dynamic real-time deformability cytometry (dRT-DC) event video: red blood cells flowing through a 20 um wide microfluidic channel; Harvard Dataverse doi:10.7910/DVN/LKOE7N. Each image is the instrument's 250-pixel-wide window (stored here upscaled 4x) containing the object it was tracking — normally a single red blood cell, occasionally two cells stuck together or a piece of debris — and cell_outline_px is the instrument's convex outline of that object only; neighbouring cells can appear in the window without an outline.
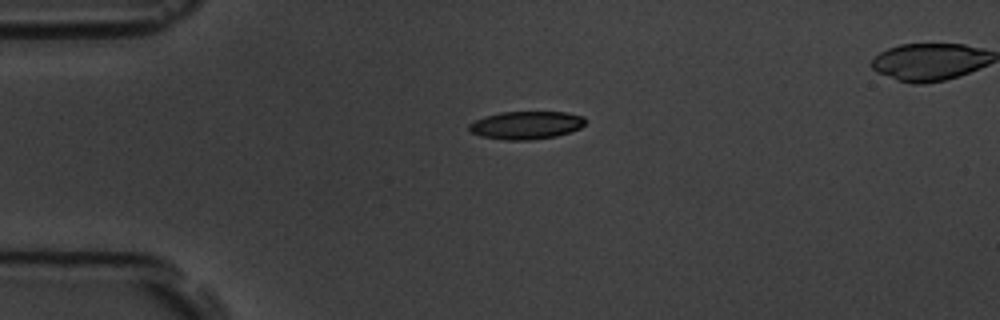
{"species": "common noctule bat (a hibernating species)", "species_latin": "Nyctalus noctula", "temperature_condition": "room temperature", "stored_images_in_passage": 3, "segment_of_instrument_passage": [1, 2], "camera_frame_rate_fps": 3000, "um_per_image_px": 0.085, "animal": {"sex": "male", "body_mass_g": 19.5, "forearm_length_mm": 54.6}, "frame": {"image": 1, "passage_image": 1, "time_ms": 0.0, "image_size_px": [1000, 320], "cell_outline_px": [[584, 124], [580, 128], [556, 136], [528, 140], [504, 140], [480, 136], [472, 132], [468, 128], [468, 124], [484, 116], [500, 112], [564, 112], [584, 116]], "centroid_in_image_um": [44.69, 10.64], "position_along_channel_um": 40.3, "area_um2": 18.84}}